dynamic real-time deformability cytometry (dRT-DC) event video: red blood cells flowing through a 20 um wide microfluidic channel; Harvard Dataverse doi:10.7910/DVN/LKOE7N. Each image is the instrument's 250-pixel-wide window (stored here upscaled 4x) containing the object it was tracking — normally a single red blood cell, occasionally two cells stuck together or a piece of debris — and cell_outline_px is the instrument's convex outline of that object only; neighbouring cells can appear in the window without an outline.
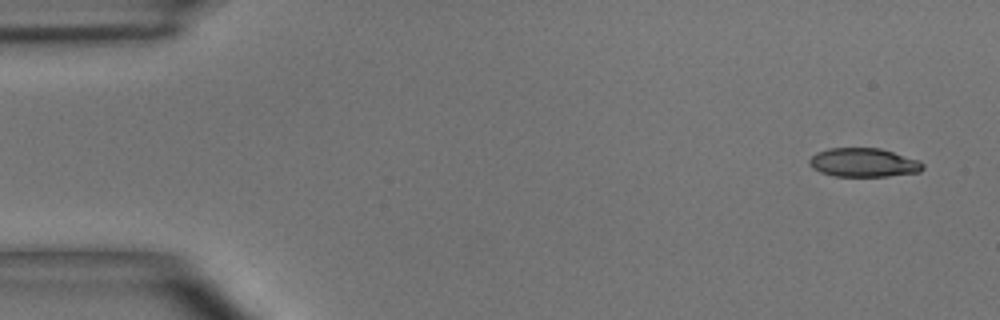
{"species": "common noctule bat (a hibernating species)", "species_latin": "Nyctalus noctula", "temperature_condition": "room temperature", "stored_images_in_passage": 6, "camera_frame_rate_fps": 3000, "um_per_image_px": 0.085, "animal": {"sex": "male", "body_mass_g": 15.6}, "frame": {"image": 1, "passage_image": 1, "time_ms": 0.0, "image_size_px": [1000, 320], "cell_outline_px": [[924, 168], [920, 172], [888, 176], [836, 176], [820, 172], [812, 168], [808, 164], [808, 160], [816, 152], [828, 148], [880, 148], [920, 160], [924, 164]], "centroid_in_image_um": [73.4, 13.81], "position_along_channel_um": 11.6, "area_um2": 19.19}}
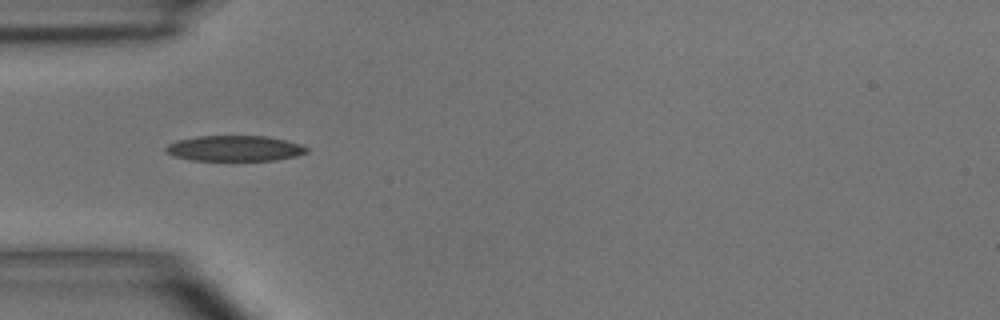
{"frame": {"image": 2, "passage_image": 4, "time_ms": 4.333, "image_size_px": [1000, 320], "cell_outline_px": [[308, 152], [296, 156], [276, 160], [192, 160], [176, 156], [164, 152], [164, 148], [168, 144], [176, 140], [196, 136], [268, 136], [284, 140], [308, 148]], "centroid_in_image_um": [19.89, 12.61], "position_along_channel_um": 65.1, "area_um2": 20.87}}
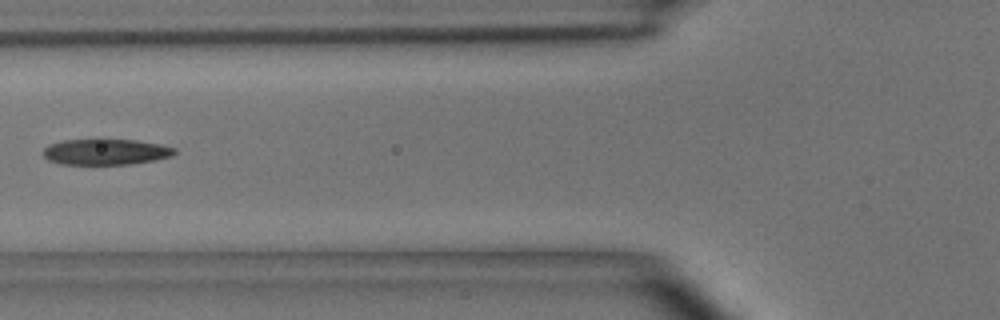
{"frame": {"image": 3, "passage_image": 5, "time_ms": 5.667, "image_size_px": [1000, 320], "cell_outline_px": [[176, 152], [172, 156], [132, 164], [60, 164], [48, 160], [44, 156], [44, 148], [48, 144], [64, 140], [96, 136], [100, 136], [136, 140], [160, 144], [176, 148]], "centroid_in_image_um": [8.95, 12.85], "position_along_channel_um": 116.8, "area_um2": 20.75}}